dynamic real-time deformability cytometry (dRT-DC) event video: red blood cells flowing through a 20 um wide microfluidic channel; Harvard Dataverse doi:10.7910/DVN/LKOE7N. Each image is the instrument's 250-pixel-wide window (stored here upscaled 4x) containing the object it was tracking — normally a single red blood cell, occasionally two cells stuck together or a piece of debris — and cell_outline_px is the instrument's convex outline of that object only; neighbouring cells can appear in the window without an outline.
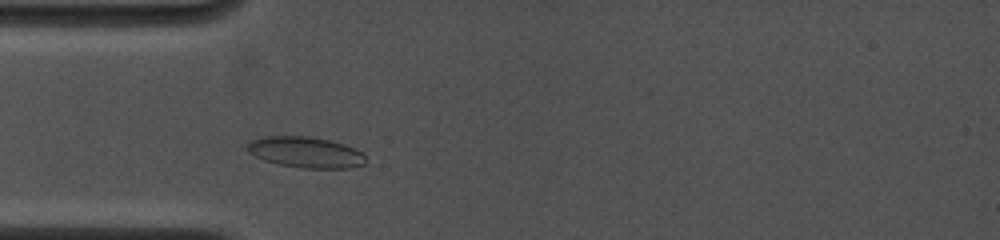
{"species": "common noctule bat (a hibernating species)", "species_latin": "Nyctalus noctula", "temperature_condition": "cold", "stored_images_in_passage": 3, "camera_frame_rate_fps": 4500, "um_per_image_px": 0.085, "animal": {"sex": "female", "body_mass_g": 19.0, "forearm_length_mm": 53.3}, "frame": {"image": 1, "passage_image": 3, "time_ms": 1.556, "image_size_px": [1000, 240], "cell_outline_px": [[368, 160], [364, 164], [348, 168], [304, 168], [280, 164], [264, 160], [248, 152], [244, 148], [252, 140], [264, 136], [312, 136], [344, 144], [360, 152]], "centroid_in_image_um": [25.96, 12.94], "position_along_channel_um": 59.0, "area_um2": 21.21}}